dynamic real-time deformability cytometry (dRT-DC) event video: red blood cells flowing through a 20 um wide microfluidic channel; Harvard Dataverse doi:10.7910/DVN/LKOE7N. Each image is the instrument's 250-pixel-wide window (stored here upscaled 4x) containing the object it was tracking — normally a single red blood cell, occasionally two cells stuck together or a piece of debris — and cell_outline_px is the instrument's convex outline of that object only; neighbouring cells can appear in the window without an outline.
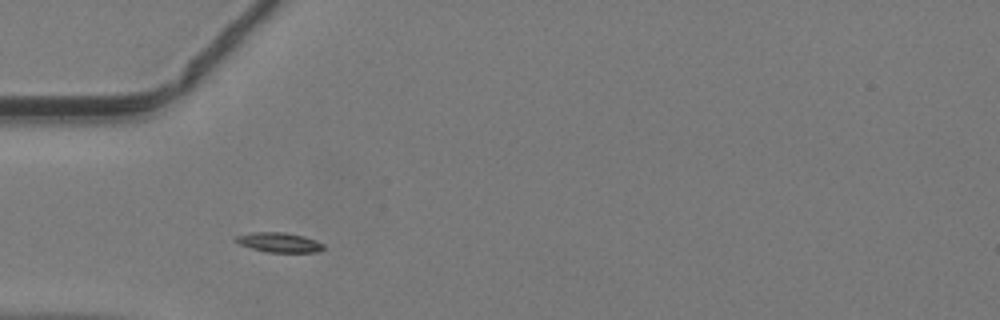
{"species": "common noctule bat (a hibernating species)", "species_latin": "Nyctalus noctula", "temperature_condition": "warm", "stored_images_in_passage": 37, "camera_frame_rate_fps": 3000, "um_per_image_px": 0.085, "animal": {"sex": "male", "body_mass_g": 19.2, "forearm_length_mm": 51.8}, "frame": {"image": 1, "passage_image": 5, "time_ms": 1.333, "image_size_px": [1000, 320], "cell_outline_px": [[324, 248], [320, 252], [264, 252], [240, 244], [232, 240], [236, 236], [252, 232], [284, 232], [304, 236], [316, 240], [324, 244]], "centroid_in_image_um": [23.73, 20.6], "position_along_channel_um": 61.3, "area_um2": 10.17}}